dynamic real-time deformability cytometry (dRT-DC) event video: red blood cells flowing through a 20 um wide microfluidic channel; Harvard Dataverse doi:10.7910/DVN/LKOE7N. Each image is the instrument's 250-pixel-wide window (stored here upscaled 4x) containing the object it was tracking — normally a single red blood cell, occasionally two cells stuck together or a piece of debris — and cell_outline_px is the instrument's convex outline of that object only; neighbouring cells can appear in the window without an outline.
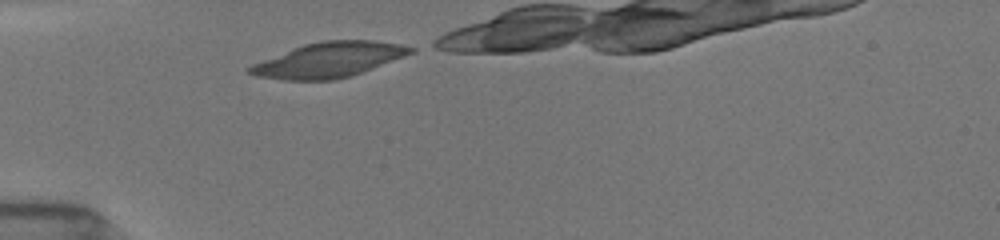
{"species": "common noctule bat (a hibernating species)", "species_latin": "Nyctalus noctula", "temperature_condition": "room temperature", "stored_images_in_passage": 28, "camera_frame_rate_fps": 3000, "um_per_image_px": 0.085, "animal": {"sex": "female", "body_mass_g": 19.5, "forearm_length_mm": 54.1}, "frame": {"image": 1, "passage_image": 1, "time_ms": 0.0, "image_size_px": [1000, 240], "cell_outline_px": [[416, 52], [372, 68], [348, 76], [332, 80], [284, 80], [256, 76], [248, 72], [244, 68], [252, 64], [292, 48], [304, 44], [320, 40], [376, 40], [400, 44], [416, 48]], "centroid_in_image_um": [27.94, 5.07], "position_along_channel_um": 57.1, "area_um2": 32.77}}
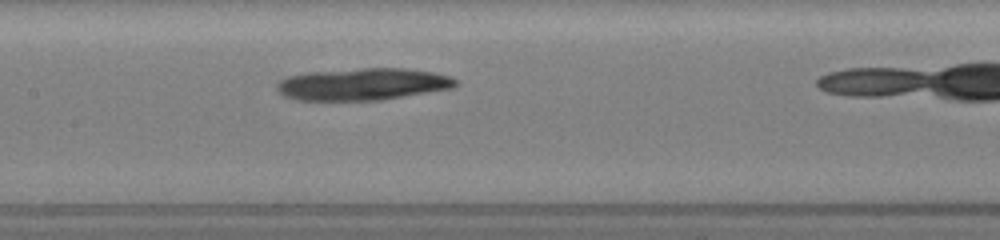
{"frame": {"image": 2, "passage_image": 11, "time_ms": 3.333, "image_size_px": [1000, 240], "cell_outline_px": [[460, 84], [456, 88], [380, 100], [296, 100], [284, 96], [276, 88], [276, 84], [280, 80], [288, 76], [312, 72], [364, 68], [404, 68], [432, 72], [452, 76], [460, 80]], "centroid_in_image_um": [30.93, 7.16], "position_along_channel_um": 176.5, "area_um2": 33.58}}
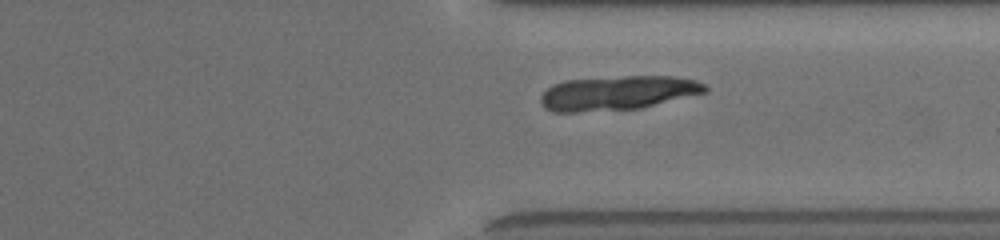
{"frame": {"image": 3, "passage_image": 25, "time_ms": 8.0, "image_size_px": [1000, 240], "cell_outline_px": [[708, 92], [640, 108], [576, 112], [552, 112], [544, 108], [540, 100], [540, 96], [552, 84], [564, 80], [624, 76], [672, 76], [696, 80], [708, 84]], "centroid_in_image_um": [52.51, 7.89], "position_along_channel_um": 358.9, "area_um2": 33.06}}